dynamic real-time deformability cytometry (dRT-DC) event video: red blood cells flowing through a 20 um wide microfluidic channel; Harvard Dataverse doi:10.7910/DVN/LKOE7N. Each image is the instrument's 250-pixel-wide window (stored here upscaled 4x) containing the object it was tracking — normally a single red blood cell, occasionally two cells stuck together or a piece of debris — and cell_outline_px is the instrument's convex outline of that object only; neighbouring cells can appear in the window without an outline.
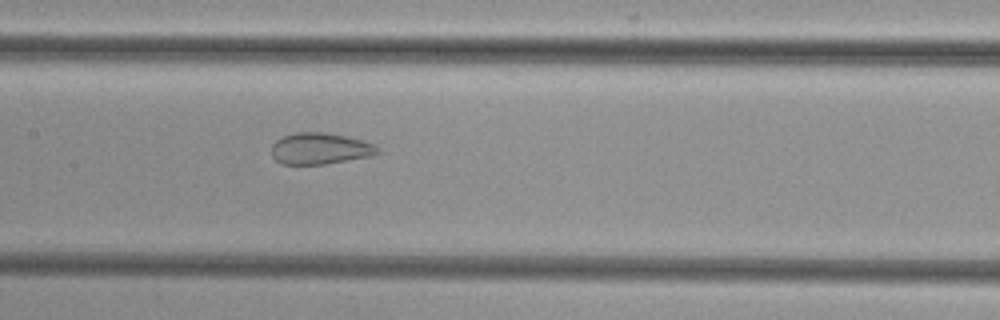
{"species": "common noctule bat (a hibernating species)", "species_latin": "Nyctalus noctula", "temperature_condition": "cold", "stored_images_in_passage": 43, "camera_frame_rate_fps": 3000, "um_per_image_px": 0.085, "animal": {"sex": "female", "body_mass_g": 29.2, "forearm_length_mm": 56.3}, "frame": {"image": 1, "passage_image": 24, "time_ms": 7.667, "image_size_px": [1000, 320], "cell_outline_px": [[380, 152], [372, 156], [324, 164], [284, 164], [276, 160], [272, 156], [272, 144], [276, 140], [284, 136], [296, 132], [324, 132], [348, 136], [364, 140], [380, 148]], "centroid_in_image_um": [27.23, 12.62], "position_along_channel_um": 180.2, "area_um2": 19.48}}
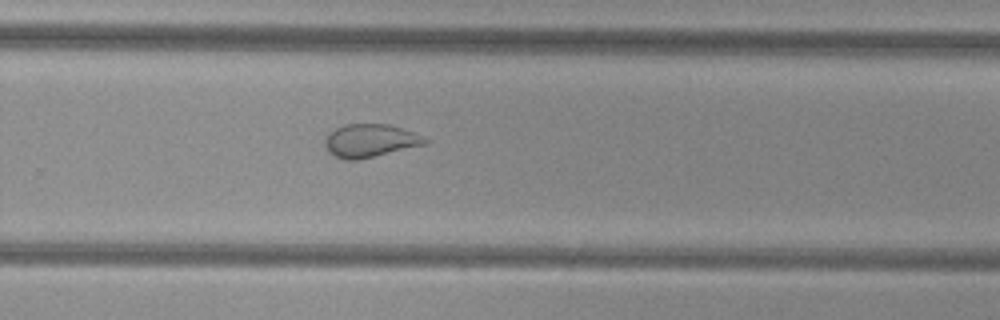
{"frame": {"image": 2, "passage_image": 33, "time_ms": 10.667, "image_size_px": [1000, 320], "cell_outline_px": [[432, 140], [428, 144], [356, 160], [344, 160], [328, 152], [324, 144], [324, 140], [328, 132], [344, 124], [388, 124], [404, 128], [416, 132]], "centroid_in_image_um": [31.5, 11.94], "position_along_channel_um": 298.3, "area_um2": 19.65}}
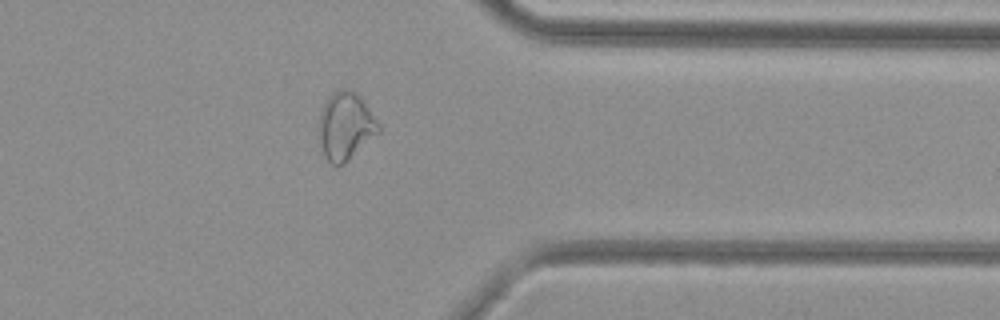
{"frame": {"image": 3, "passage_image": 40, "time_ms": 13.0, "image_size_px": [1000, 320], "cell_outline_px": [[380, 132], [344, 164], [332, 164], [328, 160], [320, 144], [320, 112], [328, 96], [332, 92], [340, 88], [352, 88], [360, 96], [380, 124]], "centroid_in_image_um": [29.4, 10.67], "position_along_channel_um": 382.0, "area_um2": 23.41}}